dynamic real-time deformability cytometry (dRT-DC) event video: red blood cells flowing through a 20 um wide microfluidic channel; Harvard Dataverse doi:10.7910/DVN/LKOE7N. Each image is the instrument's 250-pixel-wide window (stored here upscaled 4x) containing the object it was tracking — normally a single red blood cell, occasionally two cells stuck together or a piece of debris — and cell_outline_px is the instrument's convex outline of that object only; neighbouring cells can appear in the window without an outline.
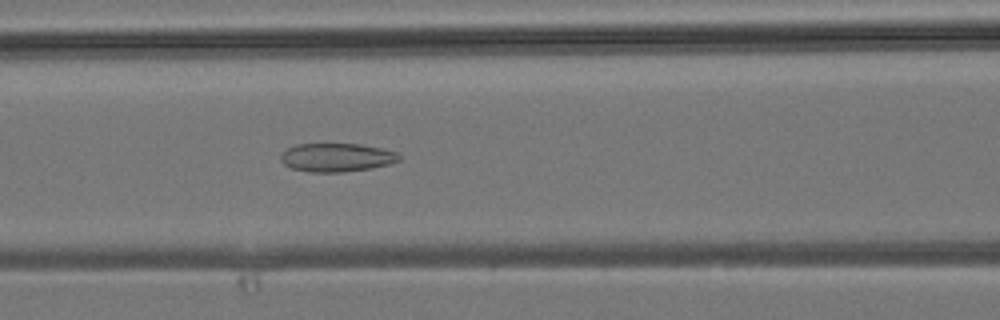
{"species": "common noctule bat (a hibernating species)", "species_latin": "Nyctalus noctula", "temperature_condition": "room temperature", "stored_images_in_passage": 39, "camera_frame_rate_fps": 3000, "um_per_image_px": 0.085, "animal": {"sex": "male", "body_mass_g": 19.2, "forearm_length_mm": 51.8}, "frame": {"image": 1, "passage_image": 13, "time_ms": 4.0, "image_size_px": [1000, 320], "cell_outline_px": [[400, 160], [388, 164], [372, 168], [340, 172], [312, 172], [292, 168], [284, 164], [280, 160], [280, 156], [288, 148], [296, 144], [360, 144], [400, 152]], "centroid_in_image_um": [28.64, 13.38], "position_along_channel_um": 138.0, "area_um2": 19.59}}
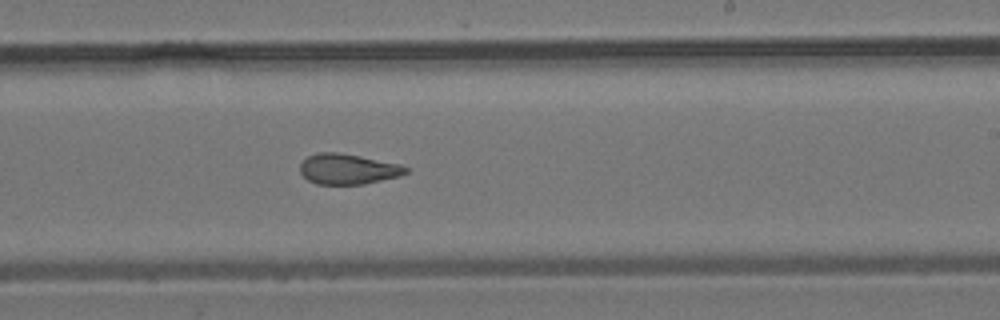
{"frame": {"image": 2, "passage_image": 21, "time_ms": 6.667, "image_size_px": [1000, 320], "cell_outline_px": [[408, 172], [400, 176], [364, 184], [316, 184], [308, 180], [300, 172], [300, 164], [308, 156], [316, 152], [336, 152], [360, 156], [400, 164], [408, 168]], "centroid_in_image_um": [29.57, 14.37], "position_along_channel_um": 259.4, "area_um2": 18.73}}
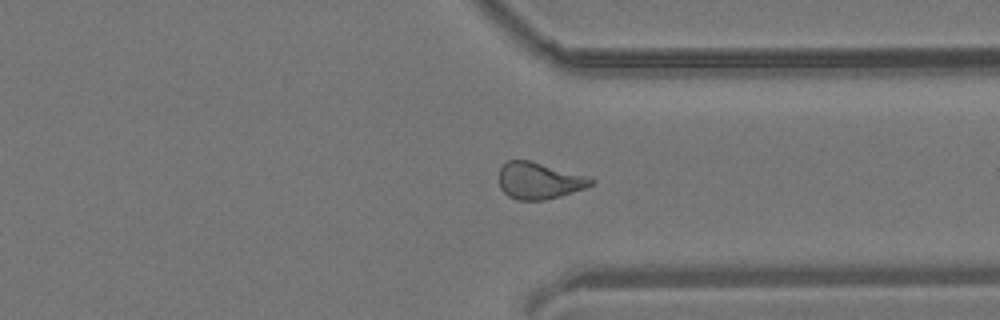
{"frame": {"image": 3, "passage_image": 28, "time_ms": 9.0, "image_size_px": [1000, 320], "cell_outline_px": [[596, 180], [592, 184], [584, 188], [560, 196], [544, 200], [516, 200], [508, 196], [500, 188], [500, 168], [508, 160], [528, 160], [584, 176]], "centroid_in_image_um": [45.78, 15.38], "position_along_channel_um": 365.6, "area_um2": 19.19}}